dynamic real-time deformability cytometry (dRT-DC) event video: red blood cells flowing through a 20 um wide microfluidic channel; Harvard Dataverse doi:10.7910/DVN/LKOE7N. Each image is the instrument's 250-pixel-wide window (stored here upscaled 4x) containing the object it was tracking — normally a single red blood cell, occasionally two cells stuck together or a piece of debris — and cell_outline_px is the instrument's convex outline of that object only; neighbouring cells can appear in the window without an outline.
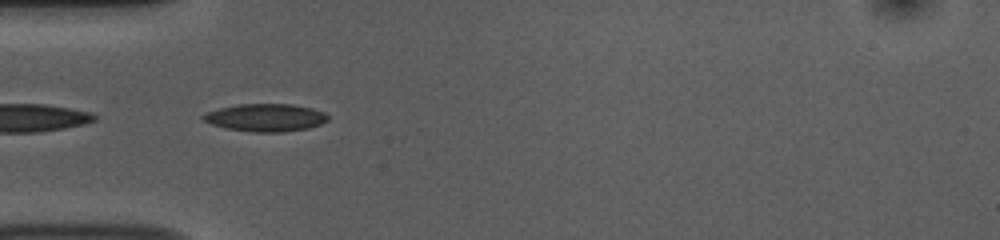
{"species": "common noctule bat (a hibernating species)", "species_latin": "Nyctalus noctula", "temperature_condition": "room temperature", "stored_images_in_passage": 23, "camera_frame_rate_fps": 3000, "um_per_image_px": 0.085, "animal": {"sex": "female", "body_mass_g": 10.0, "forearm_length_mm": 53.1}, "frame": {"image": 1, "passage_image": 1, "time_ms": 0.0, "image_size_px": [1000, 240], "cell_outline_px": [[328, 120], [320, 124], [308, 128], [284, 132], [256, 132], [228, 128], [212, 124], [204, 120], [200, 116], [204, 112], [220, 108], [240, 104], [292, 104], [312, 108], [324, 112], [328, 116]], "centroid_in_image_um": [22.58, 9.99], "position_along_channel_um": 62.4, "area_um2": 20.0}}
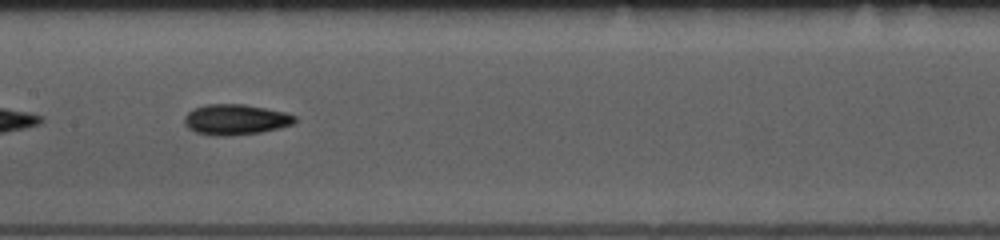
{"frame": {"image": 2, "passage_image": 11, "time_ms": 3.333, "image_size_px": [1000, 240], "cell_outline_px": [[296, 120], [292, 124], [280, 128], [260, 132], [228, 136], [216, 136], [196, 132], [188, 128], [184, 124], [184, 116], [192, 108], [204, 104], [244, 104], [288, 112], [296, 116]], "centroid_in_image_um": [20.01, 10.15], "position_along_channel_um": 187.4, "area_um2": 19.88}}
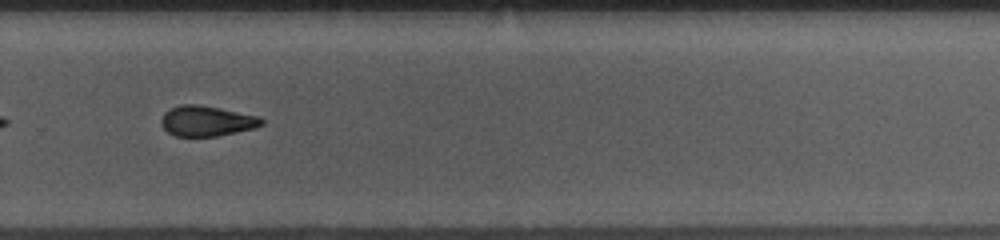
{"frame": {"image": 3, "passage_image": 21, "time_ms": 6.667, "image_size_px": [1000, 240], "cell_outline_px": [[264, 124], [252, 128], [236, 132], [216, 136], [176, 136], [168, 132], [160, 124], [160, 120], [164, 112], [172, 108], [184, 104], [196, 104], [220, 108], [256, 116], [264, 120]], "centroid_in_image_um": [17.53, 10.28], "position_along_channel_um": 312.3, "area_um2": 17.51}}